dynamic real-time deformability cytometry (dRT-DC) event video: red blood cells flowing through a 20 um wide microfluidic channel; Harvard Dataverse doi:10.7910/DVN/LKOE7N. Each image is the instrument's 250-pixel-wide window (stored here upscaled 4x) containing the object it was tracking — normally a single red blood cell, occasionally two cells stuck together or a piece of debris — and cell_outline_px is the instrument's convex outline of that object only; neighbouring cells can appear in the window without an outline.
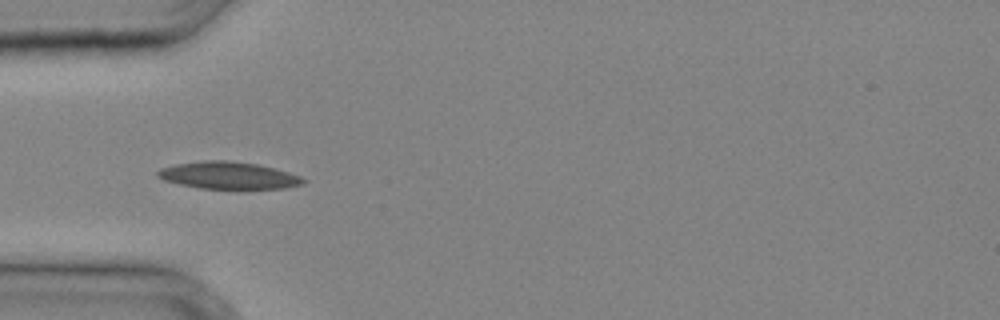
{"species": "common noctule bat (a hibernating species)", "species_latin": "Nyctalus noctula", "temperature_condition": "cold", "stored_images_in_passage": 32, "camera_frame_rate_fps": 3000, "um_per_image_px": 0.085, "animal": {"sex": "male", "body_mass_g": 20.4}, "frame": {"image": 1, "passage_image": 9, "time_ms": 2.667, "image_size_px": [1000, 320], "cell_outline_px": [[308, 180], [304, 184], [284, 188], [244, 192], [200, 188], [180, 184], [164, 180], [156, 176], [156, 172], [160, 168], [176, 164], [204, 160], [228, 160], [256, 164], [288, 172], [300, 176]], "centroid_in_image_um": [19.47, 14.96], "position_along_channel_um": 65.5, "area_um2": 24.04}}
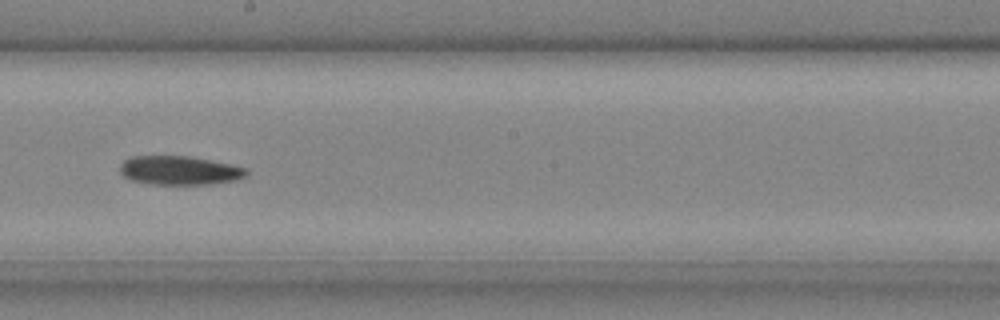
{"frame": {"image": 2, "passage_image": 18, "time_ms": 5.667, "image_size_px": [1000, 320], "cell_outline_px": [[248, 172], [244, 176], [236, 180], [212, 184], [152, 184], [132, 180], [124, 176], [120, 172], [120, 164], [124, 160], [132, 156], [188, 156], [232, 164], [248, 168]], "centroid_in_image_um": [15.27, 14.48], "position_along_channel_um": 232.9, "area_um2": 21.27}}
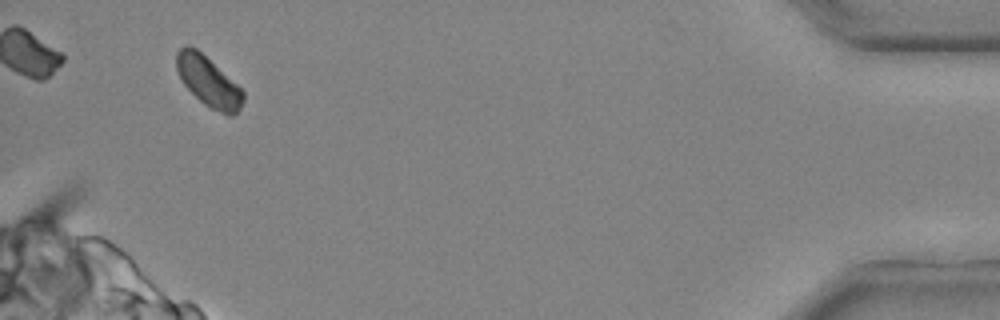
{"frame": {"image": 3, "passage_image": 31, "time_ms": 10.0, "image_size_px": [1000, 320], "cell_outline_px": [[244, 100], [240, 108], [232, 116], [228, 116], [208, 108], [184, 84], [176, 68], [176, 52], [180, 48], [196, 48], [236, 84], [244, 92]], "centroid_in_image_um": [17.73, 6.98], "position_along_channel_um": 417.5, "area_um2": 18.9}}